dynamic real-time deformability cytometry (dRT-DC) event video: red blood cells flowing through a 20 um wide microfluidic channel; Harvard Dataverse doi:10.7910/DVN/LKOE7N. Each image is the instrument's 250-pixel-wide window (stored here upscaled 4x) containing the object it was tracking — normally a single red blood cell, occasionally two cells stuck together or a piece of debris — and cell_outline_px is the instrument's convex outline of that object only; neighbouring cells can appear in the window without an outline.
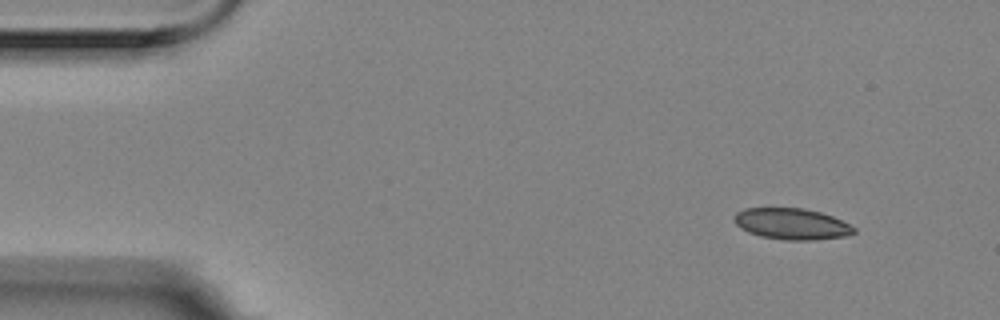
{"species": "Egyptian fruit bat (a non-hibernating species)", "species_latin": "Rousettus aegyptiacus", "temperature_condition": "room temperature", "stored_images_in_passage": 5, "segment_of_instrument_passage": [2, 2], "camera_frame_rate_fps": 3000, "um_per_image_px": 0.085, "animal": {"sex": "female"}, "frame": {"image": 1, "passage_image": 5, "time_ms": 1.333, "image_size_px": [1000, 320], "cell_outline_px": [[856, 232], [844, 236], [816, 240], [784, 240], [760, 236], [748, 232], [740, 228], [732, 220], [732, 216], [736, 212], [744, 208], [804, 208], [820, 212], [832, 216], [856, 228]], "centroid_in_image_um": [67.24, 19.03], "position_along_channel_um": 17.8, "area_um2": 21.91}}